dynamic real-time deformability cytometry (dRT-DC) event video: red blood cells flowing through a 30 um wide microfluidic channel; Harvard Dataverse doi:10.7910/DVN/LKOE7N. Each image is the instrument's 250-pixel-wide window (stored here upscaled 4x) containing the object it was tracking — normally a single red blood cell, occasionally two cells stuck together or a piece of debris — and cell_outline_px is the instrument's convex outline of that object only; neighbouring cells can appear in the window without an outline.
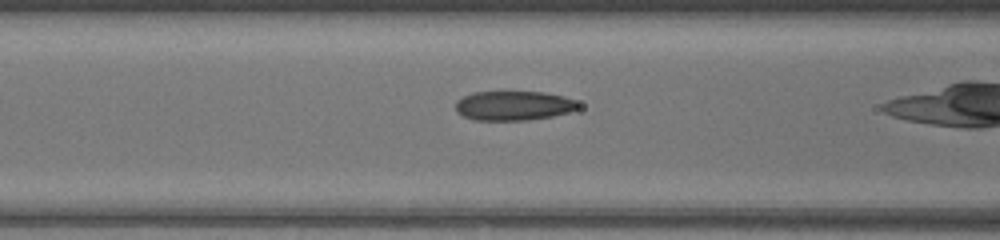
{"species": "common noctule bat (a hibernating species)", "species_latin": "Nyctalus noctula", "temperature_condition": "warm", "stored_images_in_passage": 38, "camera_frame_rate_fps": 3000, "um_per_image_px": 0.085, "animal": {"sex": "female", "body_mass_g": 17.0, "forearm_length_mm": 48.0}, "frame": {"image": 1, "passage_image": 19, "time_ms": 6.0, "image_size_px": [1000, 240], "cell_outline_px": [[580, 104], [576, 108], [568, 112], [552, 116], [528, 120], [476, 120], [464, 116], [456, 112], [456, 100], [472, 92], [544, 92], [564, 96], [576, 100]], "centroid_in_image_um": [43.64, 8.97], "position_along_channel_um": 123.0, "area_um2": 20.98}}
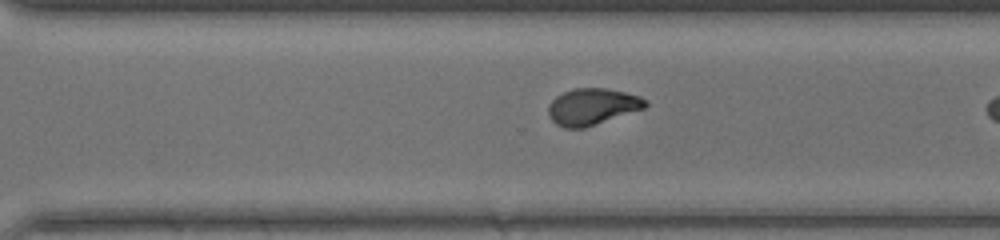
{"frame": {"image": 2, "passage_image": 33, "time_ms": 10.667, "image_size_px": [1000, 240], "cell_outline_px": [[648, 104], [644, 108], [584, 128], [564, 128], [556, 124], [548, 116], [548, 104], [556, 96], [564, 92], [576, 88], [608, 88], [640, 96]], "centroid_in_image_um": [50.3, 9.06], "position_along_channel_um": 320.3, "area_um2": 20.52}}
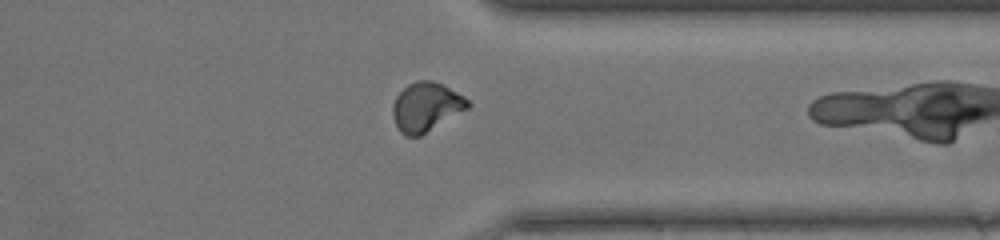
{"frame": {"image": 3, "passage_image": 37, "time_ms": 12.0, "image_size_px": [1000, 240], "cell_outline_px": [[472, 104], [468, 108], [420, 136], [404, 136], [400, 132], [392, 116], [392, 104], [396, 96], [408, 84], [416, 80], [432, 80], [444, 84], [464, 96]], "centroid_in_image_um": [36.21, 9.07], "position_along_channel_um": 375.2, "area_um2": 21.56}}